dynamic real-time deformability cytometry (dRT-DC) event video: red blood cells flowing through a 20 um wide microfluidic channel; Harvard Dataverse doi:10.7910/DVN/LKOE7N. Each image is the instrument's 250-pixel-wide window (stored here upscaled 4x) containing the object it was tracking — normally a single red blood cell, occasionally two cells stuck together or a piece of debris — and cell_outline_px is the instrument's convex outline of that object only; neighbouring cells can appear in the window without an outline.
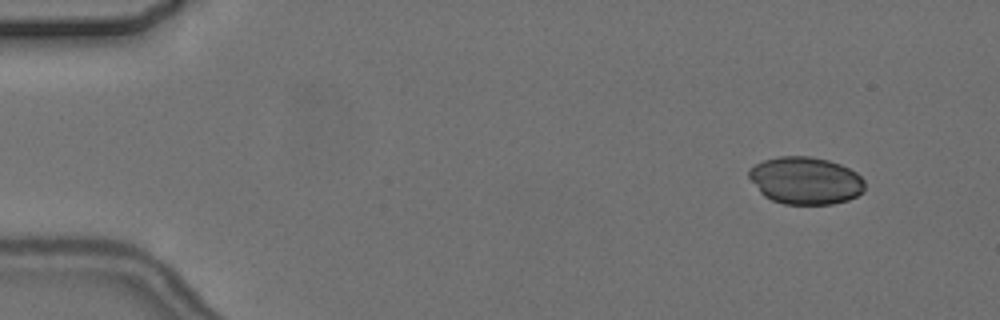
{"species": "common noctule bat (a hibernating species)", "species_latin": "Nyctalus noctula", "temperature_condition": "cold", "stored_images_in_passage": 5, "camera_frame_rate_fps": 3000, "um_per_image_px": 0.085, "animal": {"sex": "female", "body_mass_g": 24.6, "forearm_length_mm": 56.2}, "frame": {"image": 1, "passage_image": 2, "time_ms": 1.333, "image_size_px": [1000, 320], "cell_outline_px": [[864, 192], [848, 200], [832, 204], [784, 204], [772, 200], [764, 196], [760, 192], [748, 176], [748, 168], [764, 160], [780, 156], [808, 156], [828, 160], [840, 164], [856, 172], [864, 180]], "centroid_in_image_um": [68.46, 15.35], "position_along_channel_um": 16.5, "area_um2": 32.02}}